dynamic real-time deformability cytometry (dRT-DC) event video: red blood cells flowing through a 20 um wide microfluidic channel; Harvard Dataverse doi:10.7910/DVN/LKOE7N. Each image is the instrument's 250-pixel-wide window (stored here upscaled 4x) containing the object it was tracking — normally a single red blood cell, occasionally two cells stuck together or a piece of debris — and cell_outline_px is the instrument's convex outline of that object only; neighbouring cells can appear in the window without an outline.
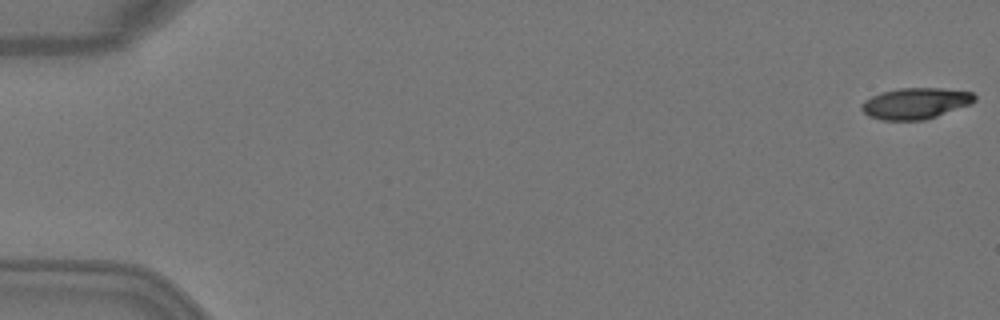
{"species": "Egyptian fruit bat (a non-hibernating species)", "species_latin": "Rousettus aegyptiacus", "temperature_condition": "warm", "stored_images_in_passage": 5, "camera_frame_rate_fps": 3000, "um_per_image_px": 0.085, "animal": {"sex": "female"}, "frame": {"image": 1, "passage_image": 1, "time_ms": 0.0, "image_size_px": [1000, 320], "cell_outline_px": [[976, 100], [972, 104], [924, 120], [880, 120], [868, 116], [860, 108], [860, 104], [864, 100], [872, 96], [884, 92], [900, 88], [940, 88], [972, 92], [976, 96]], "centroid_in_image_um": [77.82, 8.79], "position_along_channel_um": 7.2, "area_um2": 20.52}}